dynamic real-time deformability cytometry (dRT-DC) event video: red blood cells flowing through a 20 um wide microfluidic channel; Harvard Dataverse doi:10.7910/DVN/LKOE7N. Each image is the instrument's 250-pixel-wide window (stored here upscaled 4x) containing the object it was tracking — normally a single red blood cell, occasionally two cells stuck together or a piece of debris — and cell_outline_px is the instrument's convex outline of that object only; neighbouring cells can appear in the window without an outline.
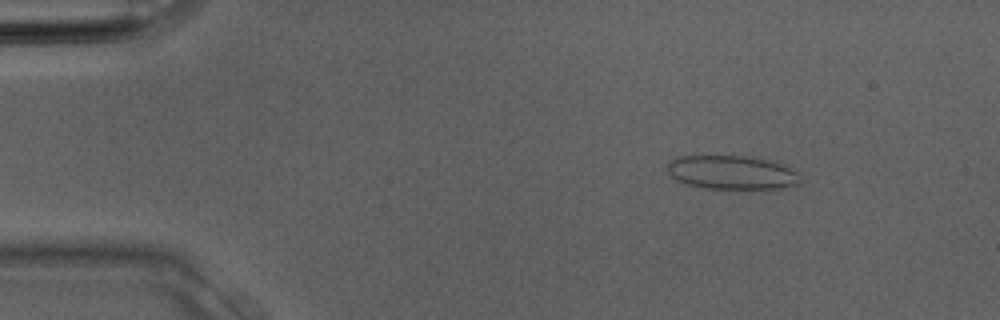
{"species": "Egyptian fruit bat (a non-hibernating species)", "species_latin": "Rousettus aegyptiacus", "temperature_condition": "room temperature", "stored_images_in_passage": 3, "camera_frame_rate_fps": 3000, "um_per_image_px": 0.085, "animal": {"sex": "male"}, "frame": {"image": 1, "passage_image": 2, "time_ms": 0.333, "image_size_px": [1000, 320], "cell_outline_px": [[800, 184], [784, 188], [760, 192], [704, 188], [688, 184], [676, 180], [668, 172], [668, 164], [676, 156], [744, 156], [784, 164], [800, 172]], "centroid_in_image_um": [62.31, 14.72], "position_along_channel_um": 22.7, "area_um2": 27.22}}